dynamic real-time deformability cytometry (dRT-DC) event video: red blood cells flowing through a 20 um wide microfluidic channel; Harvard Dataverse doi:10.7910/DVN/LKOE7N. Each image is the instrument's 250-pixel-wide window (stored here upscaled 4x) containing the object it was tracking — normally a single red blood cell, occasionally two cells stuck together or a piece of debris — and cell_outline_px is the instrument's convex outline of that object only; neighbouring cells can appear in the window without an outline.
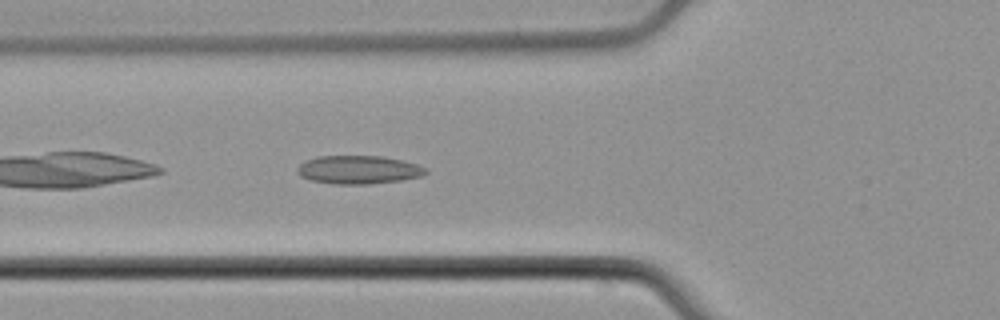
{"species": "common noctule bat (a hibernating species)", "species_latin": "Nyctalus noctula", "temperature_condition": "cold", "stored_images_in_passage": 38, "camera_frame_rate_fps": 3000, "um_per_image_px": 0.085, "animal": {"sex": "male", "body_mass_g": 21.5, "forearm_length_mm": 52.0}, "frame": {"image": 1, "passage_image": 4, "time_ms": 1.0, "image_size_px": [1000, 320], "cell_outline_px": [[428, 172], [420, 176], [400, 180], [368, 184], [332, 184], [308, 180], [300, 176], [296, 172], [296, 168], [300, 164], [316, 156], [380, 156], [400, 160], [416, 164], [424, 168]], "centroid_in_image_um": [30.4, 14.43], "position_along_channel_um": 95.4, "area_um2": 21.1}}
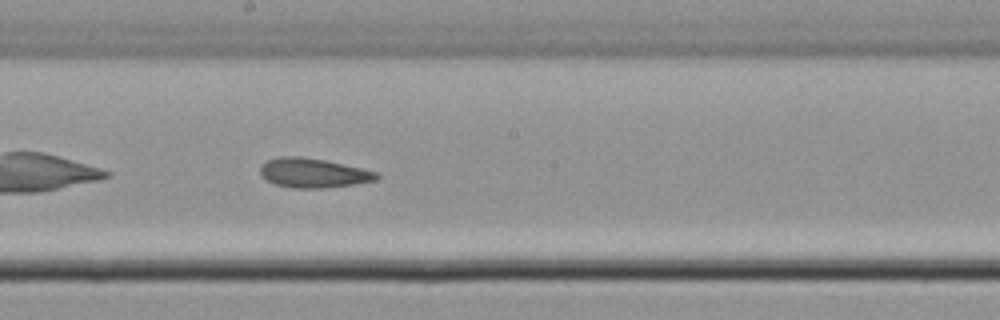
{"frame": {"image": 2, "passage_image": 14, "time_ms": 4.333, "image_size_px": [1000, 320], "cell_outline_px": [[380, 176], [376, 180], [352, 184], [320, 188], [292, 188], [276, 184], [268, 180], [260, 172], [260, 168], [268, 160], [280, 156], [300, 156], [324, 160], [360, 168], [376, 172]], "centroid_in_image_um": [26.62, 14.7], "position_along_channel_um": 221.6, "area_um2": 19.48}}
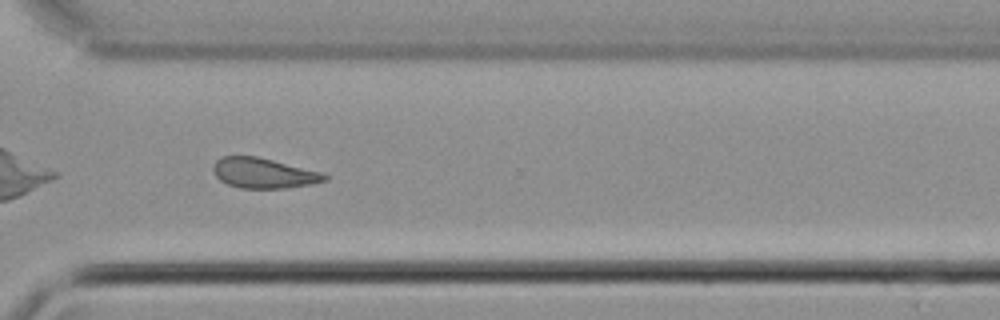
{"frame": {"image": 3, "passage_image": 24, "time_ms": 7.667, "image_size_px": [1000, 320], "cell_outline_px": [[328, 180], [312, 184], [288, 188], [240, 188], [228, 184], [220, 180], [216, 176], [212, 168], [216, 160], [220, 156], [256, 156], [320, 172], [328, 176]], "centroid_in_image_um": [22.38, 14.72], "position_along_channel_um": 348.2, "area_um2": 19.48}, "authors_computed_cell_mechanics": {"area_um2": 19.7676, "velocity_mm_per_s": 3.7837, "shape_relaxation_time_tau1_ms": 6.6703, "shape_relaxation_time_tau2_ms": 1.719, "deformation_change_tau1": 0.1275, "deformation_change_tau2": 0.0928}}